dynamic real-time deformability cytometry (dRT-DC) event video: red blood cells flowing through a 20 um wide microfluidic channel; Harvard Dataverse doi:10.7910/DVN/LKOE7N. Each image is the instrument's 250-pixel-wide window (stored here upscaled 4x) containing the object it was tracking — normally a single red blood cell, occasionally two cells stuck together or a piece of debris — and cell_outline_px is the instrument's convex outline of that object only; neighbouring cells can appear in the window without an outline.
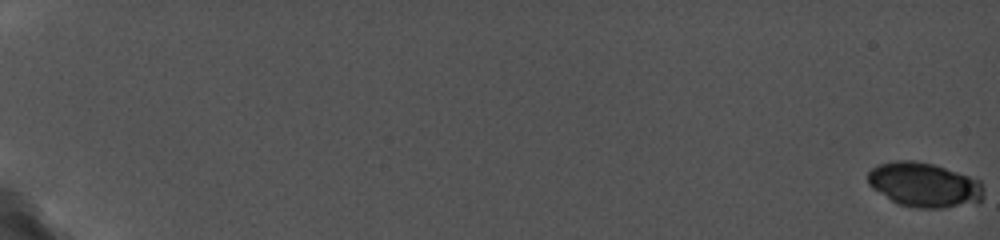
{"species": "common noctule bat (a hibernating species)", "species_latin": "Nyctalus noctula", "temperature_condition": "cold", "stored_images_in_passage": 32, "camera_frame_rate_fps": 5000, "um_per_image_px": 0.085, "animal": {"sex": "female", "body_mass_g": 19.0, "forearm_length_mm": 56.7}, "frame": {"image": 1, "passage_image": 1, "time_ms": 0.0, "image_size_px": [1000, 240], "cell_outline_px": [[984, 196], [980, 204], [944, 208], [916, 208], [896, 204], [872, 188], [868, 184], [868, 172], [876, 164], [896, 160], [916, 160], [932, 164], [980, 180], [984, 188]], "centroid_in_image_um": [78.58, 15.73], "position_along_channel_um": 6.4, "area_um2": 30.63}}